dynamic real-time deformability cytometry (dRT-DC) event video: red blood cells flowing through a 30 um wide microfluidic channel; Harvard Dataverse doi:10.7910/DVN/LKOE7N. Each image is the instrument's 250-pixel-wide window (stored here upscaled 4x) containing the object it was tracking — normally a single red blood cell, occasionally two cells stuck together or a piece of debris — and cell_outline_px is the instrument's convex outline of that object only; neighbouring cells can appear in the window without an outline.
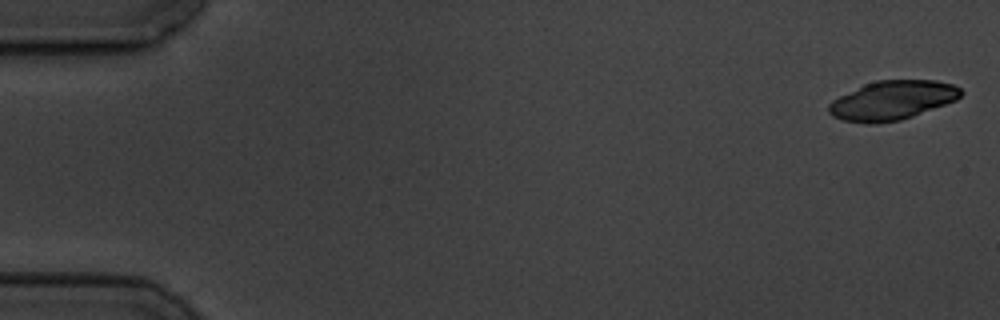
{"species": "common noctule bat (a hibernating species)", "species_latin": "Nyctalus noctula", "temperature_condition": "cold", "stored_images_in_passage": 6, "segment_of_instrument_passage": [1, 2], "camera_frame_rate_fps": 3000, "um_per_image_px": 0.085, "animal": {"sex": "male", "body_mass_g": 19.5, "forearm_length_mm": 54.6}, "frame": {"image": 1, "passage_image": 1, "time_ms": 0.0, "image_size_px": [1000, 320], "cell_outline_px": [[964, 92], [956, 100], [912, 116], [900, 120], [876, 124], [864, 124], [844, 120], [832, 116], [828, 112], [828, 104], [832, 100], [864, 84], [876, 80], [936, 80], [952, 84], [960, 88]], "centroid_in_image_um": [75.82, 8.53], "position_along_channel_um": 9.2, "area_um2": 30.11}}